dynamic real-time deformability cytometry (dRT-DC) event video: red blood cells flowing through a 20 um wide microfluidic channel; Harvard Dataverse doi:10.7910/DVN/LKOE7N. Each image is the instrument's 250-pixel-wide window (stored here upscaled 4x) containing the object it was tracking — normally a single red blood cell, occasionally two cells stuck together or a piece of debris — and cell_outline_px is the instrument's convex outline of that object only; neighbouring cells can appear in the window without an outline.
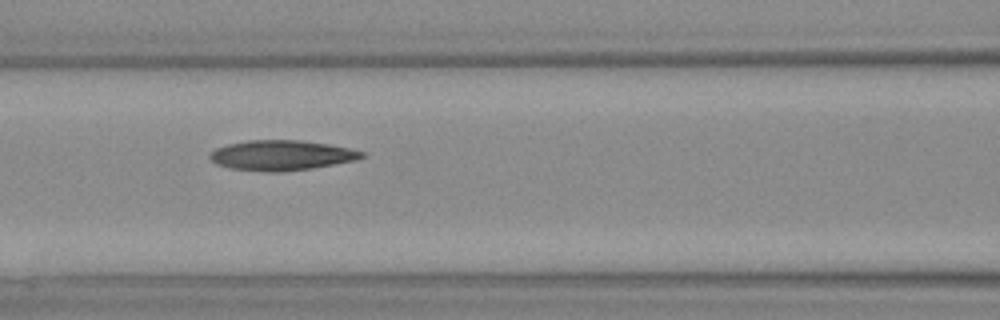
{"species": "Egyptian fruit bat (a non-hibernating species)", "species_latin": "Rousettus aegyptiacus", "temperature_condition": "warm", "stored_images_in_passage": 29, "camera_frame_rate_fps": 3000, "um_per_image_px": 0.085, "animal": {"sex": "female"}, "frame": {"image": 1, "passage_image": 9, "time_ms": 2.667, "image_size_px": [1000, 320], "cell_outline_px": [[364, 156], [356, 160], [312, 168], [280, 172], [272, 172], [228, 168], [216, 164], [208, 156], [216, 148], [228, 144], [248, 140], [300, 140], [328, 144], [348, 148], [364, 152]], "centroid_in_image_um": [23.9, 13.2], "position_along_channel_um": 142.7, "area_um2": 26.47}}